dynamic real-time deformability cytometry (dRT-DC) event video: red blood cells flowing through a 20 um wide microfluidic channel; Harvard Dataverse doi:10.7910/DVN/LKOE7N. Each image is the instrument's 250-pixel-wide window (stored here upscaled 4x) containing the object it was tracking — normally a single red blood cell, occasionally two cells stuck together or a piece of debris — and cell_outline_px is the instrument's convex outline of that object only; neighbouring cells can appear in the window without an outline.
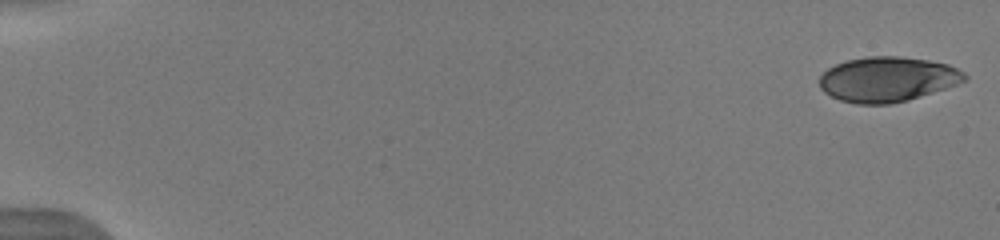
{"species": "human", "species_latin": "Homo sapiens", "temperature_condition": "warm", "stored_images_in_passage": 52, "camera_frame_rate_fps": 3000, "um_per_image_px": 0.085, "donor": {"sex": "male"}, "frame": {"image": 1, "passage_image": 1, "time_ms": 0.0, "image_size_px": [1000, 240], "cell_outline_px": [[968, 80], [908, 100], [888, 104], [856, 104], [840, 100], [824, 92], [820, 88], [820, 76], [828, 68], [836, 64], [848, 60], [868, 56], [900, 56], [928, 60], [948, 64], [964, 72], [968, 76]], "centroid_in_image_um": [75.44, 6.73], "position_along_channel_um": 9.6, "area_um2": 37.92}}
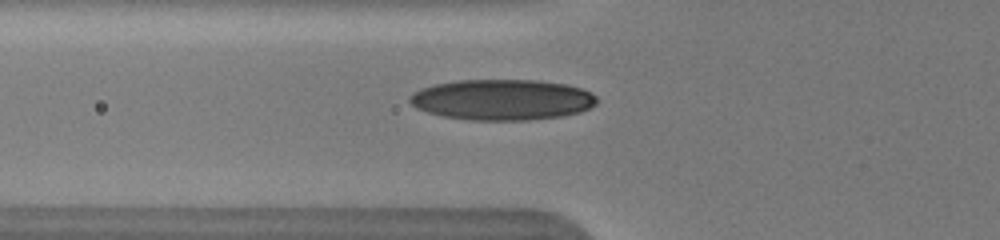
{"frame": {"image": 2, "passage_image": 20, "time_ms": 6.333, "image_size_px": [1000, 240], "cell_outline_px": [[600, 100], [596, 104], [580, 112], [560, 116], [528, 120], [468, 120], [444, 116], [428, 112], [416, 108], [408, 100], [408, 96], [420, 88], [436, 84], [456, 80], [540, 80], [568, 84], [592, 92]], "centroid_in_image_um": [42.7, 8.46], "position_along_channel_um": 83.1, "area_um2": 44.68}}
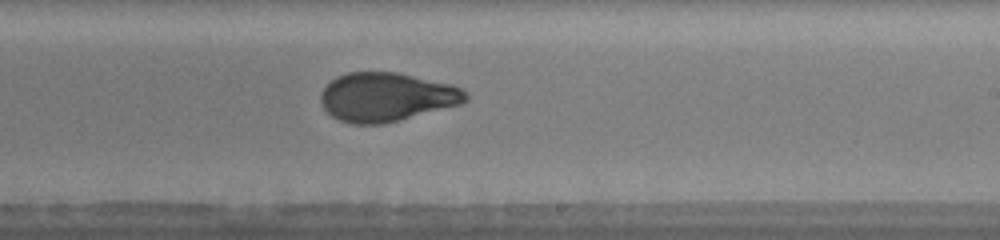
{"frame": {"image": 3, "passage_image": 33, "time_ms": 10.667, "image_size_px": [1000, 240], "cell_outline_px": [[468, 100], [460, 104], [400, 120], [384, 124], [352, 124], [340, 120], [332, 116], [320, 104], [320, 92], [336, 76], [348, 72], [396, 72], [452, 84], [460, 88], [468, 96]], "centroid_in_image_um": [32.83, 8.25], "position_along_channel_um": 256.2, "area_um2": 41.21}, "authors_computed_cell_mechanics": {"area_um2": 40.4022, "velocity_mm_per_s": 3.9824, "shape_relaxation_time_tau1_ms": 5.5453, "shape_relaxation_time_tau2_ms": 1.0093, "deformation_change_tau1": 0.2193, "deformation_change_tau2": 0.0633}}